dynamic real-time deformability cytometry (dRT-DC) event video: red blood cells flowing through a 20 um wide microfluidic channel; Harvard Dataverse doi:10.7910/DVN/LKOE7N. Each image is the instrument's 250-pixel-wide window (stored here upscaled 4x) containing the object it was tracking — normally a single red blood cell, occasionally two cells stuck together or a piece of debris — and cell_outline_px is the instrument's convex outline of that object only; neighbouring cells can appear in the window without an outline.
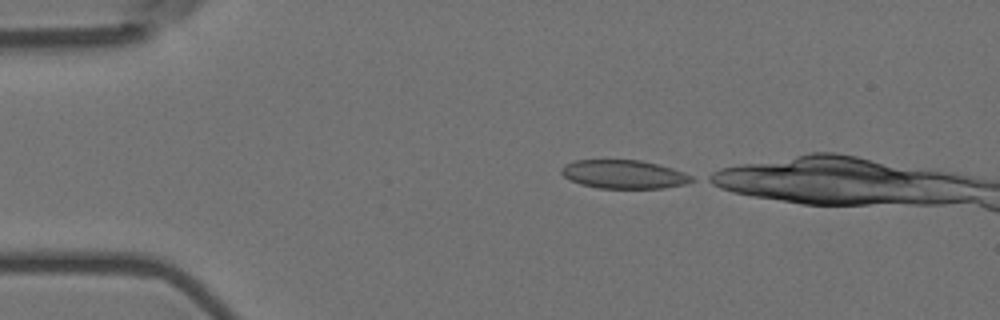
{"species": "Egyptian fruit bat (a non-hibernating species)", "species_latin": "Rousettus aegyptiacus", "temperature_condition": "room temperature", "stored_images_in_passage": 15, "camera_frame_rate_fps": 3000, "um_per_image_px": 0.085, "animal": {"sex": "female"}, "frame": {"image": 1, "passage_image": 1, "time_ms": 0.0, "image_size_px": [1000, 320], "cell_outline_px": [[696, 180], [684, 184], [664, 188], [600, 188], [580, 184], [564, 176], [560, 172], [560, 168], [564, 164], [576, 160], [640, 160], [672, 168], [684, 172], [692, 176]], "centroid_in_image_um": [53.02, 14.81], "position_along_channel_um": 32.0, "area_um2": 21.62}}
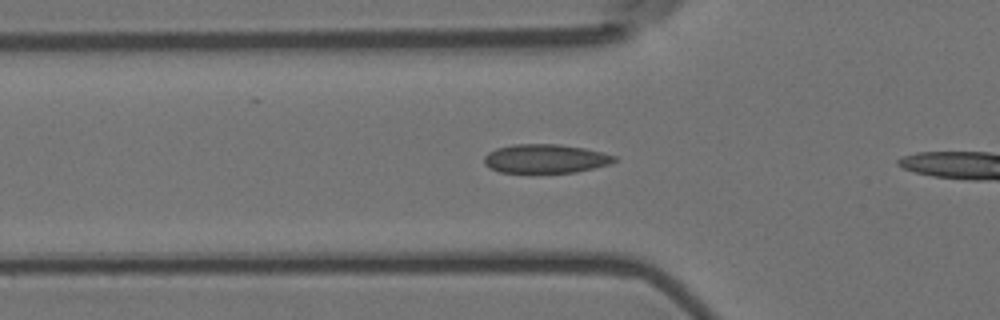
{"frame": {"image": 2, "passage_image": 9, "time_ms": 2.667, "image_size_px": [1000, 320], "cell_outline_px": [[616, 160], [612, 164], [576, 172], [500, 172], [488, 168], [484, 164], [484, 156], [488, 152], [496, 148], [516, 144], [560, 144], [584, 148], [616, 156]], "centroid_in_image_um": [46.35, 13.48], "position_along_channel_um": 79.5, "area_um2": 21.91}}
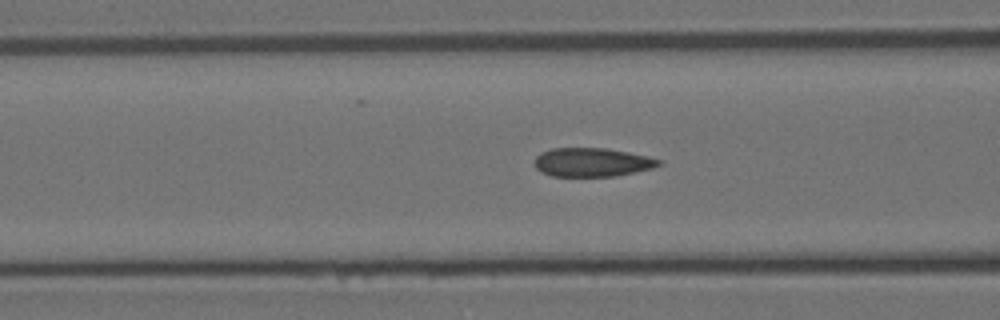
{"frame": {"image": 3, "passage_image": 12, "time_ms": 3.667, "image_size_px": [1000, 320], "cell_outline_px": [[664, 164], [652, 168], [616, 176], [552, 176], [540, 172], [536, 168], [536, 156], [540, 152], [552, 148], [604, 148], [628, 152], [648, 156], [664, 160]], "centroid_in_image_um": [50.36, 13.79], "position_along_channel_um": 116.2, "area_um2": 20.92}}